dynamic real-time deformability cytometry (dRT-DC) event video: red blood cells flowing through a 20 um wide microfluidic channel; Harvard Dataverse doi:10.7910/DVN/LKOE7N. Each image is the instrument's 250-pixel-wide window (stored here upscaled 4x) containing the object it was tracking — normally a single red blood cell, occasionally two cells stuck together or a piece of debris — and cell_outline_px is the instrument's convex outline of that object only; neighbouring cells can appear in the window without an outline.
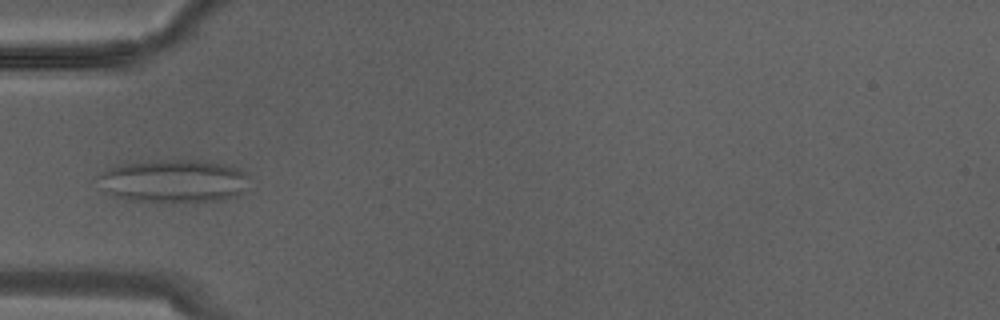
{"species": "Egyptian fruit bat (a non-hibernating species)", "species_latin": "Rousettus aegyptiacus", "temperature_condition": "warm", "stored_images_in_passage": 7, "camera_frame_rate_fps": 3000, "um_per_image_px": 0.085, "animal": {"sex": "male"}, "frame": {"image": 1, "passage_image": 4, "time_ms": 1.0, "image_size_px": [1000, 320], "cell_outline_px": [[248, 176], [244, 192], [236, 196], [220, 200], [128, 200], [112, 196], [108, 192], [96, 176], [100, 172], [108, 168], [120, 164], [164, 160], [208, 160], [236, 168], [244, 172]], "centroid_in_image_um": [14.76, 15.35], "position_along_channel_um": 70.2, "area_um2": 37.17}}